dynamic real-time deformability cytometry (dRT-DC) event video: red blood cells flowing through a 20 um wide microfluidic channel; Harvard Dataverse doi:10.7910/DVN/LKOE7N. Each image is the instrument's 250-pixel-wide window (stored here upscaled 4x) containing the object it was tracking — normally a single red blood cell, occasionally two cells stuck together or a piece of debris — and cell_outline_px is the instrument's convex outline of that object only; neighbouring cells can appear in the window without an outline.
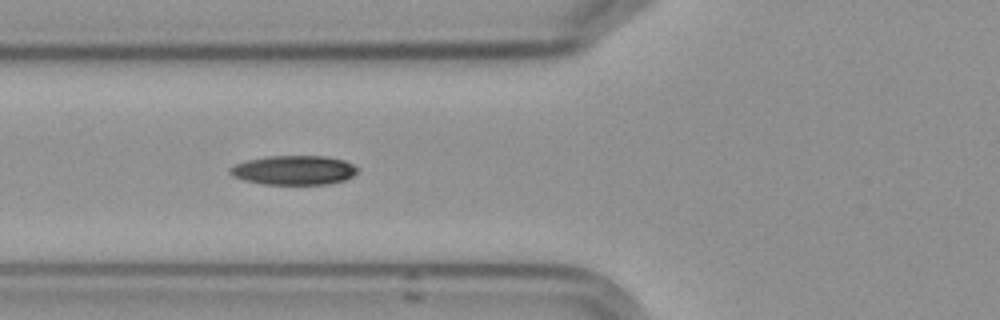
{"species": "Egyptian fruit bat (a non-hibernating species)", "species_latin": "Rousettus aegyptiacus", "temperature_condition": "cold", "stored_images_in_passage": 4, "camera_frame_rate_fps": 3000, "um_per_image_px": 0.085, "frame": {"image": 1, "passage_image": 3, "time_ms": 3.333, "image_size_px": [1000, 320], "cell_outline_px": [[360, 168], [352, 176], [344, 180], [328, 184], [260, 184], [244, 180], [232, 176], [228, 172], [228, 168], [236, 164], [248, 160], [268, 156], [324, 156], [344, 160]], "centroid_in_image_um": [24.96, 14.46], "position_along_channel_um": 100.8, "area_um2": 21.79}}
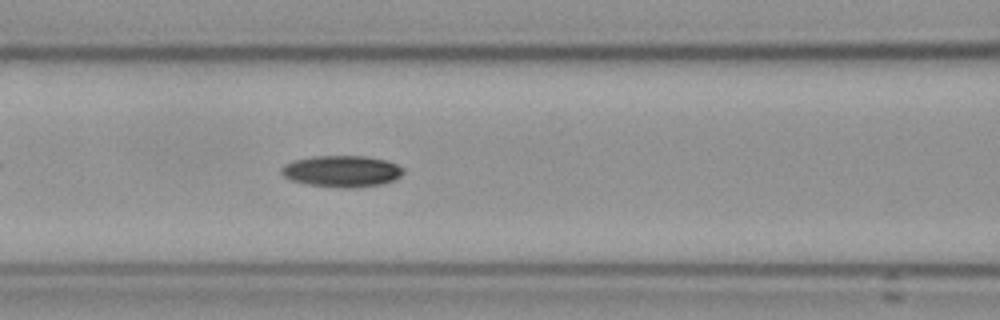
{"frame": {"image": 2, "passage_image": 4, "time_ms": 4.333, "image_size_px": [1000, 320], "cell_outline_px": [[404, 172], [400, 176], [392, 180], [380, 184], [352, 188], [340, 188], [308, 184], [292, 180], [284, 176], [280, 172], [280, 168], [284, 164], [296, 160], [312, 156], [364, 156], [388, 160], [404, 168]], "centroid_in_image_um": [29.05, 14.55], "position_along_channel_um": 137.5, "area_um2": 22.31}}